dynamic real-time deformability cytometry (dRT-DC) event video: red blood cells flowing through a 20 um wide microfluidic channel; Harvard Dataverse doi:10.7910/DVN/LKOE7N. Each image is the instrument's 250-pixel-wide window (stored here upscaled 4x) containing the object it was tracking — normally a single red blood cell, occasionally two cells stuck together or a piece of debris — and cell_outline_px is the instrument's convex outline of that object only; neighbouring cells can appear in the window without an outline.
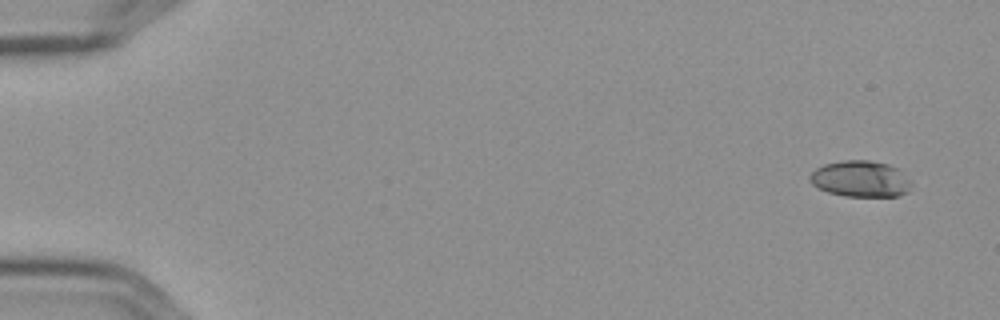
{"species": "Egyptian fruit bat (a non-hibernating species)", "species_latin": "Rousettus aegyptiacus", "temperature_condition": "cold", "stored_images_in_passage": 6, "camera_frame_rate_fps": 3000, "um_per_image_px": 0.085, "frame": {"image": 1, "passage_image": 1, "time_ms": 0.0, "image_size_px": [1000, 320], "cell_outline_px": [[912, 180], [908, 192], [900, 196], [844, 196], [828, 192], [812, 184], [808, 176], [816, 168], [824, 164], [844, 160], [868, 160], [888, 164], [900, 168]], "centroid_in_image_um": [73.19, 15.2], "position_along_channel_um": 11.8, "area_um2": 21.68}}
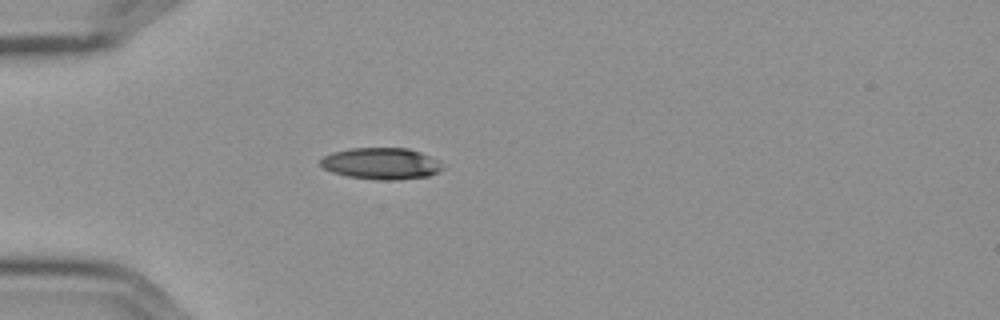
{"frame": {"image": 2, "passage_image": 5, "time_ms": 1.333, "image_size_px": [1000, 320], "cell_outline_px": [[444, 168], [428, 176], [388, 180], [384, 180], [348, 176], [332, 172], [324, 168], [320, 164], [320, 160], [324, 156], [332, 152], [352, 148], [408, 148], [420, 152], [436, 160]], "centroid_in_image_um": [32.36, 13.89], "position_along_channel_um": 52.6, "area_um2": 22.02}}